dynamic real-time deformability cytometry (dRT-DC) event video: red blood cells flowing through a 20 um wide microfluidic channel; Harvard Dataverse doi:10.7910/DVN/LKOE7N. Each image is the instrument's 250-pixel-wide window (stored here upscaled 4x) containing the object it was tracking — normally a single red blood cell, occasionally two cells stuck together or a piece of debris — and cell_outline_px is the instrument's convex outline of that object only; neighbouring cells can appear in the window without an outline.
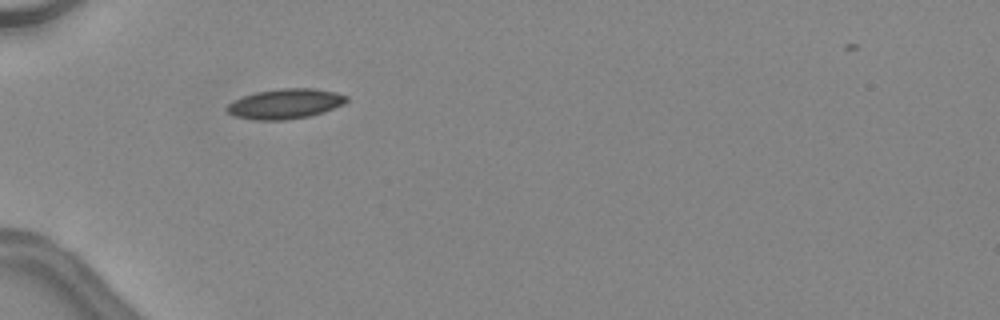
{"species": "common noctule bat (a hibernating species)", "species_latin": "Nyctalus noctula", "temperature_condition": "warm", "stored_images_in_passage": 14, "camera_frame_rate_fps": 3000, "um_per_image_px": 0.085, "animal": {"sex": "female", "body_mass_g": 24.6, "forearm_length_mm": 56.2}, "frame": {"image": 1, "passage_image": 1, "time_ms": 0.0, "image_size_px": [1000, 320], "cell_outline_px": [[348, 100], [344, 104], [324, 112], [308, 116], [284, 120], [252, 120], [232, 116], [224, 108], [232, 100], [256, 92], [280, 88], [316, 88], [336, 92], [348, 96]], "centroid_in_image_um": [24.22, 8.82], "position_along_channel_um": 60.8, "area_um2": 21.15}}
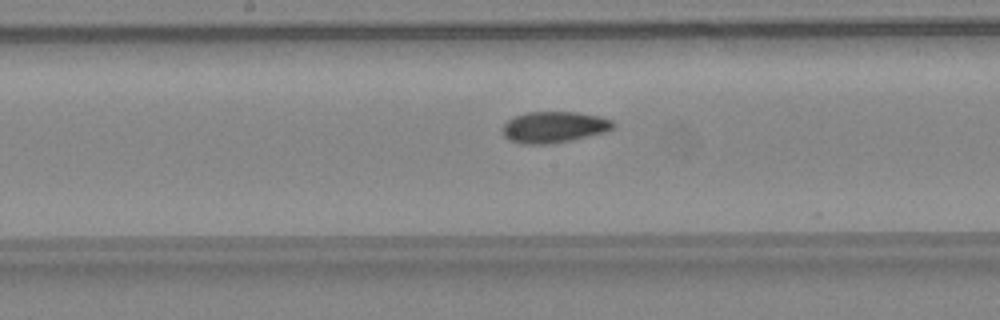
{"frame": {"image": 2, "passage_image": 11, "time_ms": 3.333, "image_size_px": [1000, 320], "cell_outline_px": [[616, 124], [612, 128], [604, 132], [568, 140], [548, 144], [520, 144], [508, 140], [500, 132], [500, 128], [508, 120], [516, 116], [528, 112], [576, 112], [600, 116], [612, 120]], "centroid_in_image_um": [47.03, 10.8], "position_along_channel_um": 201.2, "area_um2": 20.11}}
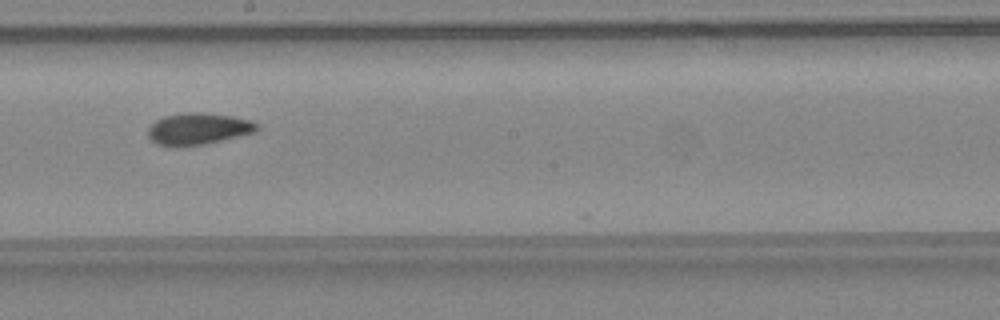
{"frame": {"image": 3, "passage_image": 13, "time_ms": 4.0, "image_size_px": [1000, 320], "cell_outline_px": [[260, 128], [256, 132], [204, 144], [156, 144], [148, 136], [148, 128], [156, 120], [164, 116], [184, 112], [204, 112], [232, 116], [252, 120]], "centroid_in_image_um": [16.89, 10.9], "position_along_channel_um": 231.3, "area_um2": 19.71}}